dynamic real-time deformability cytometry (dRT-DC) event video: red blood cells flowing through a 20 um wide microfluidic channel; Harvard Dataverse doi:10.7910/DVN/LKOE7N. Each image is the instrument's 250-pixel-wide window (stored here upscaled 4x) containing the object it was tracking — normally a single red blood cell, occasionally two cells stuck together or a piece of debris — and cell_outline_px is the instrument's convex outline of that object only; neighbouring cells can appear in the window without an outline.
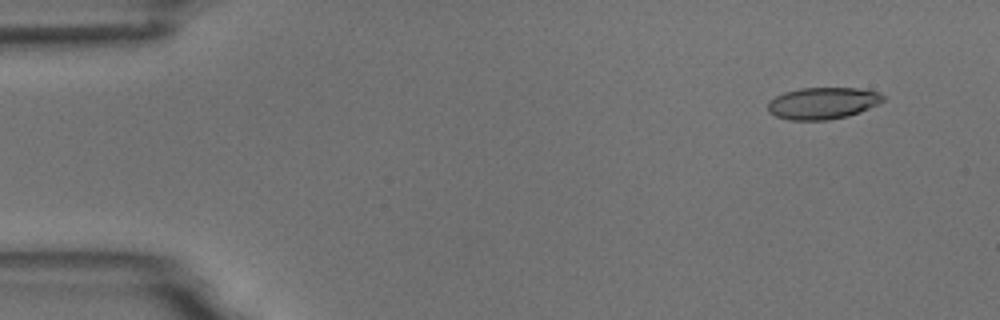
{"species": "common noctule bat (a hibernating species)", "species_latin": "Nyctalus noctula", "temperature_condition": "room temperature", "stored_images_in_passage": 4, "camera_frame_rate_fps": 3000, "um_per_image_px": 0.085, "animal": {"sex": "male", "body_mass_g": 18.8}, "frame": {"image": 1, "passage_image": 1, "time_ms": 0.0, "image_size_px": [1000, 320], "cell_outline_px": [[884, 100], [860, 112], [848, 116], [828, 120], [788, 120], [776, 116], [768, 112], [768, 104], [776, 96], [784, 92], [800, 88], [856, 88], [880, 92], [884, 96]], "centroid_in_image_um": [69.92, 8.77], "position_along_channel_um": 15.1, "area_um2": 21.27}}
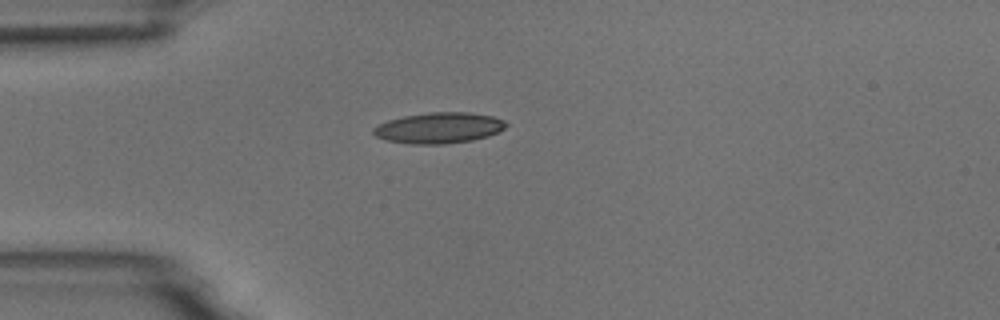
{"frame": {"image": 2, "passage_image": 4, "time_ms": 3.333, "image_size_px": [1000, 320], "cell_outline_px": [[508, 124], [504, 128], [488, 136], [472, 140], [444, 144], [412, 144], [388, 140], [376, 136], [372, 132], [372, 128], [388, 120], [404, 116], [428, 112], [468, 112], [492, 116], [504, 120]], "centroid_in_image_um": [37.31, 10.86], "position_along_channel_um": 47.7, "area_um2": 23.7}}